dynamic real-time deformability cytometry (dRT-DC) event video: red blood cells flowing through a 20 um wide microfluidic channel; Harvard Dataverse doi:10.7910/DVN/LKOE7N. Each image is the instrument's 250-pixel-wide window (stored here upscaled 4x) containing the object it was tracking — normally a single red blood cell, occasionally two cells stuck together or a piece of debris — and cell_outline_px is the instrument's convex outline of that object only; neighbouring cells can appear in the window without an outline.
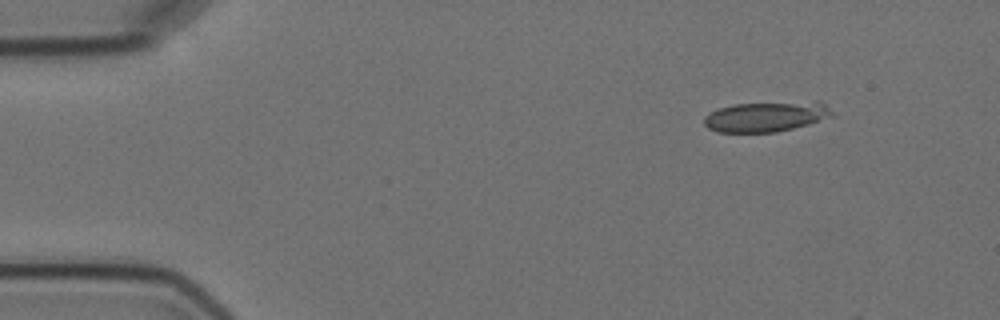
{"species": "Egyptian fruit bat (a non-hibernating species)", "species_latin": "Rousettus aegyptiacus", "temperature_condition": "cold", "stored_images_in_passage": 6, "camera_frame_rate_fps": 3000, "um_per_image_px": 0.085, "animal": {"sex": "female"}, "frame": {"image": 1, "passage_image": 1, "time_ms": 0.0, "image_size_px": [1000, 320], "cell_outline_px": [[836, 116], [808, 124], [776, 132], [716, 132], [708, 128], [704, 124], [704, 116], [716, 108], [736, 104], [816, 100], [820, 100]], "centroid_in_image_um": [65.14, 9.89], "position_along_channel_um": 19.9, "area_um2": 22.89}}
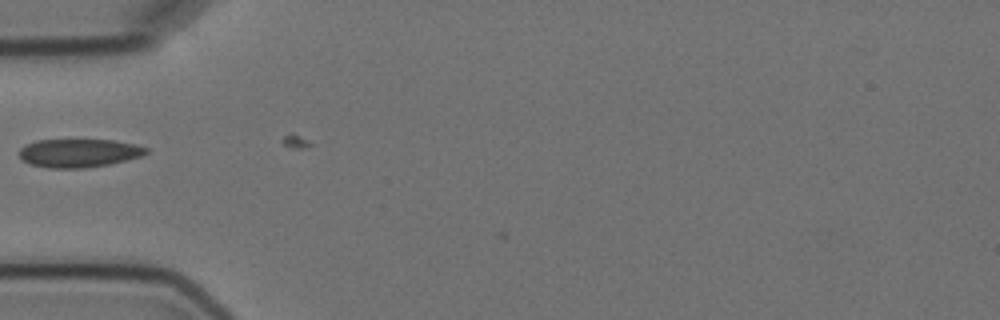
{"frame": {"image": 2, "passage_image": 4, "time_ms": 4.0, "image_size_px": [1000, 320], "cell_outline_px": [[148, 152], [144, 156], [108, 164], [84, 168], [48, 168], [32, 164], [20, 160], [20, 148], [24, 144], [36, 140], [116, 140], [136, 144], [148, 148]], "centroid_in_image_um": [6.71, 13.0], "position_along_channel_um": 78.3, "area_um2": 21.15}}